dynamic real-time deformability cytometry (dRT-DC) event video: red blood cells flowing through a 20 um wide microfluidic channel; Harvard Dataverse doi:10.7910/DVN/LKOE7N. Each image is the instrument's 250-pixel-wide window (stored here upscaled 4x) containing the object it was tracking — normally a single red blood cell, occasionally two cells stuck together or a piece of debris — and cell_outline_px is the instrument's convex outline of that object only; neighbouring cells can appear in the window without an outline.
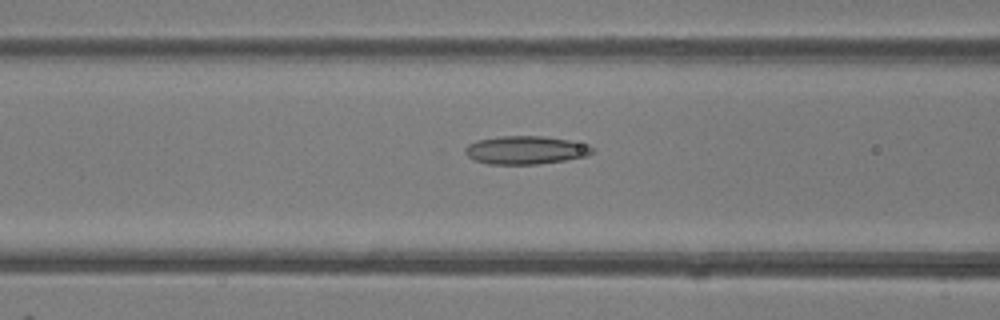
{"species": "common noctule bat (a hibernating species)", "species_latin": "Nyctalus noctula", "temperature_condition": "room temperature", "stored_images_in_passage": 29, "camera_frame_rate_fps": 3000, "um_per_image_px": 0.085, "animal": {"sex": "female"}, "frame": {"image": 1, "passage_image": 9, "time_ms": 2.667, "image_size_px": [1000, 320], "cell_outline_px": [[596, 152], [588, 156], [540, 164], [488, 164], [476, 160], [468, 156], [464, 152], [464, 148], [468, 144], [476, 140], [500, 136], [544, 136], [568, 140], [588, 144], [596, 148]], "centroid_in_image_um": [44.72, 12.75], "position_along_channel_um": 121.9, "area_um2": 21.15}}
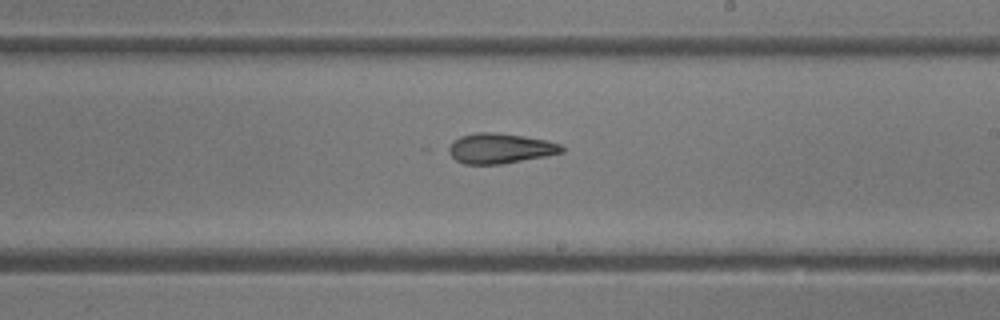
{"frame": {"image": 2, "passage_image": 18, "time_ms": 5.667, "image_size_px": [1000, 320], "cell_outline_px": [[564, 152], [544, 156], [500, 164], [464, 164], [456, 160], [444, 148], [452, 140], [460, 136], [476, 132], [496, 132], [524, 136], [548, 140], [560, 144], [564, 148]], "centroid_in_image_um": [42.44, 12.6], "position_along_channel_um": 246.6, "area_um2": 20.06}}
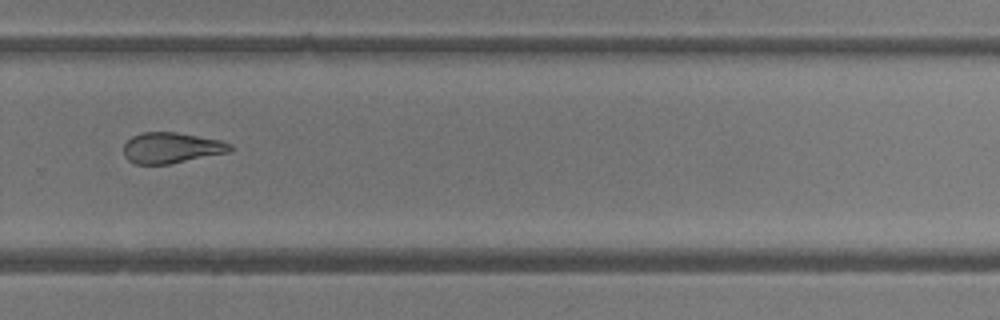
{"frame": {"image": 3, "passage_image": 23, "time_ms": 7.333, "image_size_px": [1000, 320], "cell_outline_px": [[232, 152], [168, 164], [136, 164], [128, 160], [124, 156], [124, 144], [132, 136], [144, 132], [176, 132], [220, 140], [232, 144]], "centroid_in_image_um": [14.59, 12.57], "position_along_channel_um": 315.2, "area_um2": 19.13}, "authors_computed_cell_mechanics": {"area_um2": 20.1144, "velocity_mm_per_s": 4.1529, "shape_relaxation_time_tau1_ms": null, "shape_relaxation_time_tau2_ms": 4.073, "deformation_change_tau1": null, "deformation_change_tau2": 0.1311}}